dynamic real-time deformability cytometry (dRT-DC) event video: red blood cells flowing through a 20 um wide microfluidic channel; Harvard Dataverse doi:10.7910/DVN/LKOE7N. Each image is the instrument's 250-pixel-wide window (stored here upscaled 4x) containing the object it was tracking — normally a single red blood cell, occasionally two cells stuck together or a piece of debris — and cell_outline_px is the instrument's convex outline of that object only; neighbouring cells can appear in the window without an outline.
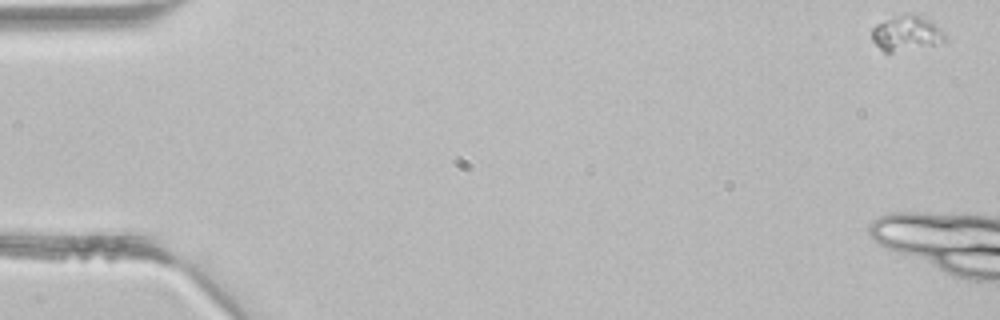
{"species": "common noctule bat (a hibernating species)", "species_latin": "Nyctalus noctula", "temperature_condition": "room temperature", "stored_images_in_passage": 5, "camera_frame_rate_fps": 3000, "um_per_image_px": 0.085, "animal": {"sex": "male", "body_mass_g": 21.5, "forearm_length_mm": 52.0}, "frame": {"image": 1, "passage_image": 1, "time_ms": 0.0, "image_size_px": [1000, 320], "cell_outline_px": [[944, 40], [932, 44], [892, 52], [884, 52], [872, 40], [872, 28], [876, 24], [904, 12], [912, 12], [928, 20], [940, 28], [944, 32]], "centroid_in_image_um": [76.99, 2.79], "position_along_channel_um": 8.0, "area_um2": 14.62}}